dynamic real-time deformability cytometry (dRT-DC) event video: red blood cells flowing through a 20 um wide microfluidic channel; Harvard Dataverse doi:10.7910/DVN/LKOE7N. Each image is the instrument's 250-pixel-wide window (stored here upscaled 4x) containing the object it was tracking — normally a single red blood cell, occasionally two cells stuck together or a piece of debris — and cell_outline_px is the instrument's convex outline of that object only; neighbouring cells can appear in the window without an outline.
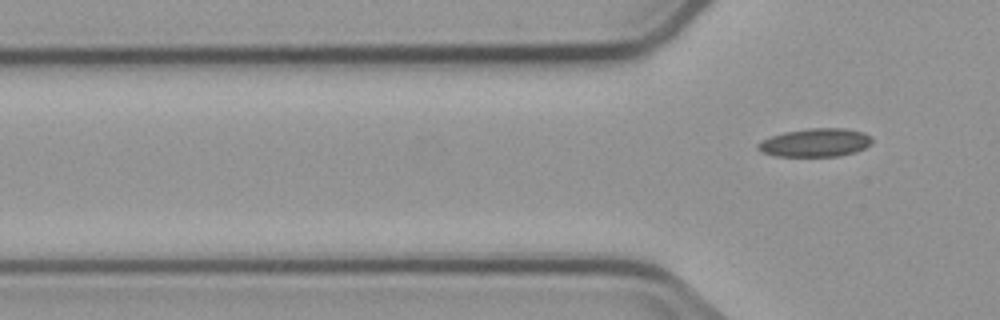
{"species": "common noctule bat (a hibernating species)", "species_latin": "Nyctalus noctula", "temperature_condition": "cold", "stored_images_in_passage": 4, "camera_frame_rate_fps": 3000, "um_per_image_px": 0.085, "animal": {"sex": "male", "body_mass_g": 23.1, "forearm_length_mm": 52.7}, "frame": {"image": 1, "passage_image": 4, "time_ms": 4.333, "image_size_px": [1000, 320], "cell_outline_px": [[872, 144], [856, 152], [840, 156], [776, 156], [764, 152], [756, 148], [756, 144], [760, 140], [784, 132], [808, 128], [844, 128], [864, 132], [872, 140]], "centroid_in_image_um": [69.3, 12.12], "position_along_channel_um": 56.5, "area_um2": 18.9}}